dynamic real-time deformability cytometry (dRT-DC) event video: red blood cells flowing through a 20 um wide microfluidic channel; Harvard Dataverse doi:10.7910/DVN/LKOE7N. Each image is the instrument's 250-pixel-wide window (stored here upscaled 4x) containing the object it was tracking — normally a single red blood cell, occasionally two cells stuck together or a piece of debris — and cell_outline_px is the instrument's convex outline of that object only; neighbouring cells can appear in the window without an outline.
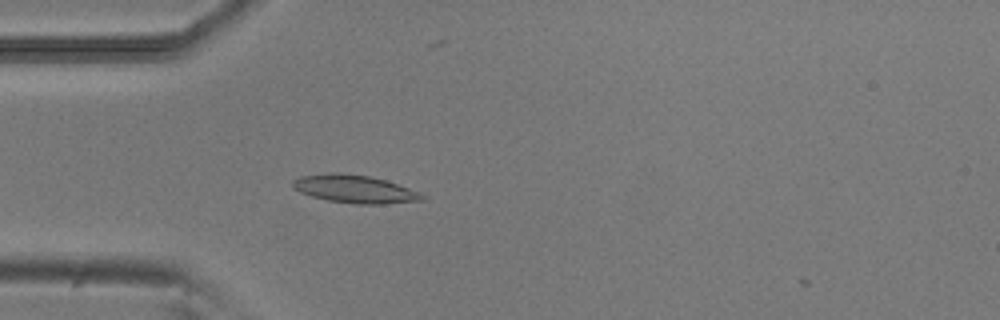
{"species": "common noctule bat (a hibernating species)", "species_latin": "Nyctalus noctula", "temperature_condition": "room temperature", "stored_images_in_passage": 4, "camera_frame_rate_fps": 3000, "um_per_image_px": 0.085, "animal": {"sex": "male", "body_mass_g": 20.5, "forearm_length_mm": 52.5}, "frame": {"image": 1, "passage_image": 3, "time_ms": 0.667, "image_size_px": [1000, 320], "cell_outline_px": [[428, 200], [384, 204], [356, 204], [328, 200], [312, 196], [300, 192], [292, 188], [292, 180], [300, 176], [328, 172], [340, 172], [368, 176], [384, 180], [420, 192], [428, 196]], "centroid_in_image_um": [30.16, 16.07], "position_along_channel_um": 54.8, "area_um2": 21.27}}